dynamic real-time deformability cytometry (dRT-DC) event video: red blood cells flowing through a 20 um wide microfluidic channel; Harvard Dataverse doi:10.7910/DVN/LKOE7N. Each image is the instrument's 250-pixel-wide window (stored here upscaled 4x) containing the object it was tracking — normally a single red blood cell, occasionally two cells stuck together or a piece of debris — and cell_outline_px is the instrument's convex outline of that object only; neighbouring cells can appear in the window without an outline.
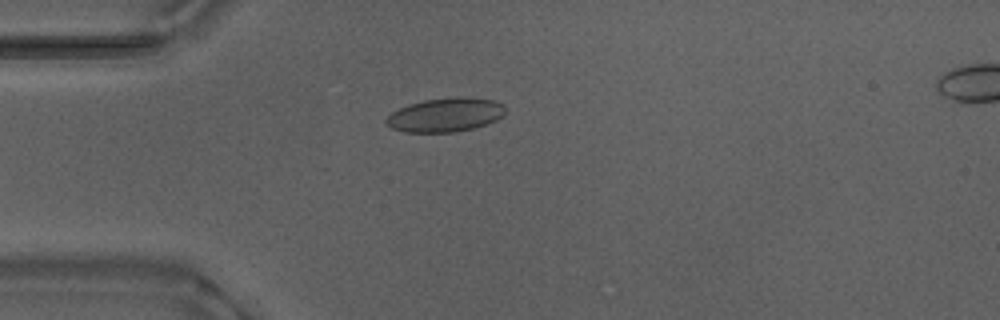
{"species": "Egyptian fruit bat (a non-hibernating species)", "species_latin": "Rousettus aegyptiacus", "temperature_condition": "warm", "stored_images_in_passage": 54, "camera_frame_rate_fps": 3000, "um_per_image_px": 0.085, "animal": {"sex": "male"}, "frame": {"image": 1, "passage_image": 15, "time_ms": 4.667, "image_size_px": [1000, 320], "cell_outline_px": [[504, 112], [496, 120], [472, 128], [456, 132], [404, 132], [392, 128], [384, 120], [392, 112], [408, 104], [424, 100], [456, 96], [464, 96], [496, 100], [504, 104]], "centroid_in_image_um": [37.86, 9.74], "position_along_channel_um": 47.1, "area_um2": 23.52}}
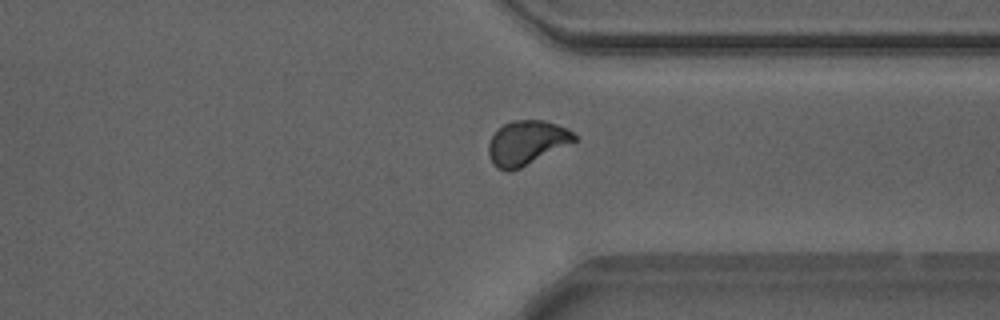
{"frame": {"image": 2, "passage_image": 41, "time_ms": 13.333, "image_size_px": [1000, 320], "cell_outline_px": [[576, 140], [572, 144], [520, 168], [508, 172], [496, 168], [492, 164], [488, 152], [488, 144], [492, 136], [504, 124], [512, 120], [544, 120], [568, 128], [576, 136]], "centroid_in_image_um": [44.77, 12.15], "position_along_channel_um": 366.6, "area_um2": 22.31}}
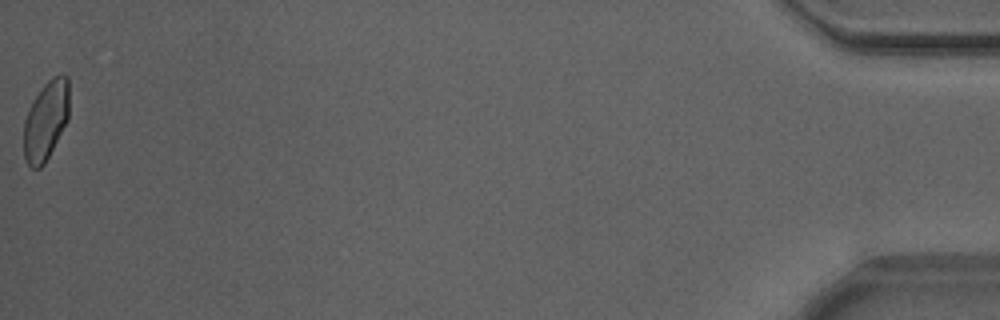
{"frame": {"image": 3, "passage_image": 54, "time_ms": 17.667, "image_size_px": [1000, 320], "cell_outline_px": [[68, 120], [44, 164], [40, 168], [32, 168], [24, 160], [24, 120], [36, 96], [44, 84], [52, 76], [60, 72], [68, 76]], "centroid_in_image_um": [3.91, 10.22], "position_along_channel_um": 431.3, "area_um2": 20.87}, "authors_computed_cell_mechanics": {"area_um2": 22.1374, "velocity_mm_per_s": 3.865, "shape_relaxation_time_tau1_ms": 4.3263, "shape_relaxation_time_tau2_ms": 1.2395, "deformation_change_tau1": 0.1071, "deformation_change_tau2": 0.0353}}